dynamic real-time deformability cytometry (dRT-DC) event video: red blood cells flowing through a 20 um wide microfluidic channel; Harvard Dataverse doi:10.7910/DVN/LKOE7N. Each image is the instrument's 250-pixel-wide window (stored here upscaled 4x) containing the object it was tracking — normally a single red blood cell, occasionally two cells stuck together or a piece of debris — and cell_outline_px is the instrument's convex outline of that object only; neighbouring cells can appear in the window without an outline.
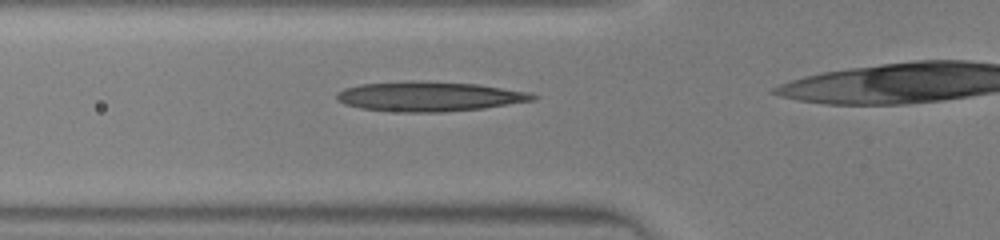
{"species": "human", "species_latin": "Homo sapiens", "temperature_condition": "warm", "stored_images_in_passage": 31, "camera_frame_rate_fps": 3000, "um_per_image_px": 0.085, "donor": {"sex": "male"}, "frame": {"image": 1, "passage_image": 12, "time_ms": 3.667, "image_size_px": [1000, 240], "cell_outline_px": [[540, 96], [536, 100], [484, 108], [440, 112], [404, 112], [360, 108], [344, 104], [336, 100], [336, 92], [344, 88], [360, 84], [412, 80], [476, 84], [528, 92]], "centroid_in_image_um": [36.46, 8.19], "position_along_channel_um": 89.3, "area_um2": 34.04}}
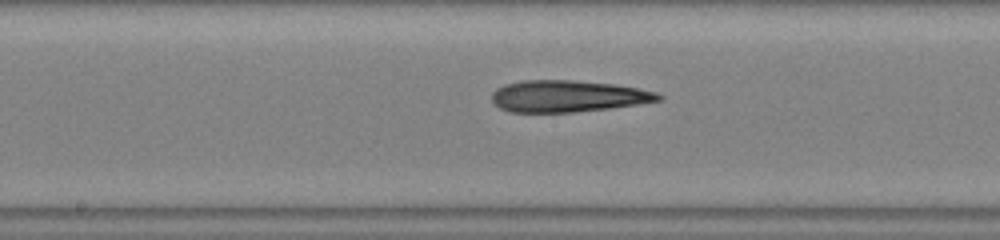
{"frame": {"image": 2, "passage_image": 19, "time_ms": 6.0, "image_size_px": [1000, 240], "cell_outline_px": [[664, 96], [660, 100], [636, 104], [608, 108], [572, 112], [508, 112], [500, 108], [492, 100], [492, 92], [496, 88], [504, 84], [520, 80], [572, 80], [612, 84], [636, 88], [656, 92]], "centroid_in_image_um": [48.2, 8.17], "position_along_channel_um": 200.0, "area_um2": 30.58}}
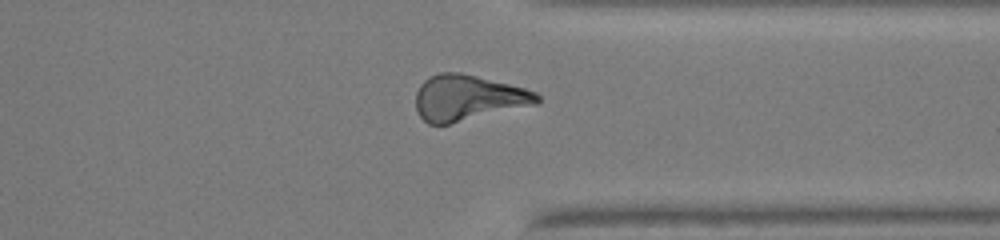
{"frame": {"image": 3, "passage_image": 30, "time_ms": 9.667, "image_size_px": [1000, 240], "cell_outline_px": [[540, 104], [448, 124], [428, 124], [420, 116], [416, 108], [416, 92], [420, 84], [424, 80], [440, 72], [460, 72], [524, 88], [536, 92], [540, 96]], "centroid_in_image_um": [39.79, 8.32], "position_along_channel_um": 371.6, "area_um2": 32.25}}